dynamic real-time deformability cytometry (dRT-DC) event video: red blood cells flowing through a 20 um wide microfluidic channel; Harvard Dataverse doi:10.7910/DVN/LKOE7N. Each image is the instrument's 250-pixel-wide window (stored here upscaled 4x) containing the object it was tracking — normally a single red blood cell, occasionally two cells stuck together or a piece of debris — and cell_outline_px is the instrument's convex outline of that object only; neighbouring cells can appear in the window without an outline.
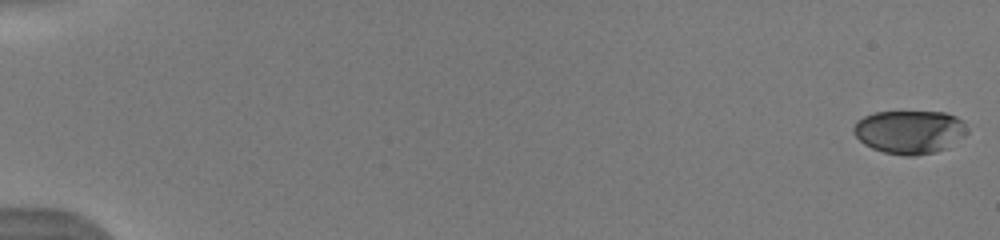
{"species": "human", "species_latin": "Homo sapiens", "temperature_condition": "warm", "stored_images_in_passage": 50, "camera_frame_rate_fps": 3000, "um_per_image_px": 0.085, "donor": {"sex": "male"}, "frame": {"image": 1, "passage_image": 1, "time_ms": 0.0, "image_size_px": [1000, 240], "cell_outline_px": [[968, 132], [964, 136], [948, 148], [936, 152], [916, 156], [904, 156], [884, 152], [872, 148], [864, 144], [852, 132], [852, 128], [856, 120], [864, 116], [876, 112], [944, 112], [956, 116], [964, 120]], "centroid_in_image_um": [77.32, 11.21], "position_along_channel_um": 7.7, "area_um2": 29.07}}
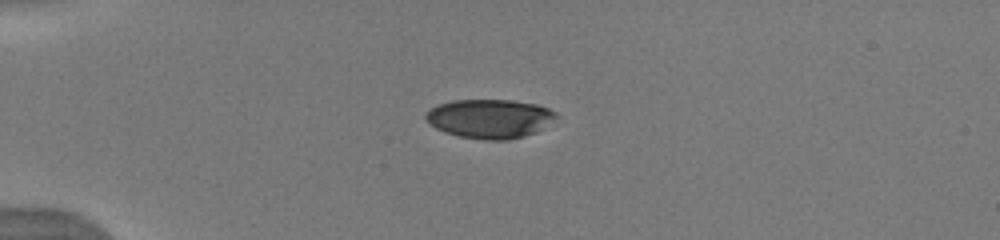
{"frame": {"image": 2, "passage_image": 15, "time_ms": 4.667, "image_size_px": [1000, 240], "cell_outline_px": [[560, 116], [536, 132], [524, 136], [508, 140], [484, 140], [460, 136], [444, 132], [428, 124], [424, 120], [424, 112], [428, 108], [452, 100], [512, 100], [536, 104], [548, 108], [556, 112]], "centroid_in_image_um": [41.59, 10.08], "position_along_channel_um": 43.4, "area_um2": 30.0}}
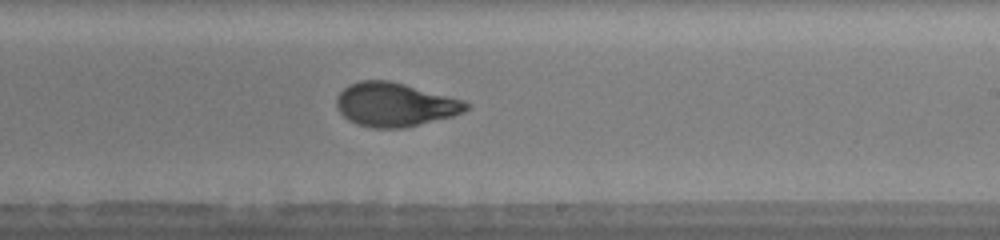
{"frame": {"image": 3, "passage_image": 34, "time_ms": 11.0, "image_size_px": [1000, 240], "cell_outline_px": [[472, 108], [464, 112], [452, 116], [404, 128], [372, 128], [356, 124], [348, 120], [336, 108], [336, 96], [348, 84], [360, 80], [388, 80], [404, 84], [464, 100], [472, 104]], "centroid_in_image_um": [33.57, 8.89], "position_along_channel_um": 255.4, "area_um2": 33.29}, "authors_computed_cell_mechanics": {"area_um2": 32.8882, "velocity_mm_per_s": 3.9795, "shape_relaxation_time_tau1_ms": 3.2761, "shape_relaxation_time_tau2_ms": 1.1252, "deformation_change_tau1": 0.1871, "deformation_change_tau2": 0.0698}}